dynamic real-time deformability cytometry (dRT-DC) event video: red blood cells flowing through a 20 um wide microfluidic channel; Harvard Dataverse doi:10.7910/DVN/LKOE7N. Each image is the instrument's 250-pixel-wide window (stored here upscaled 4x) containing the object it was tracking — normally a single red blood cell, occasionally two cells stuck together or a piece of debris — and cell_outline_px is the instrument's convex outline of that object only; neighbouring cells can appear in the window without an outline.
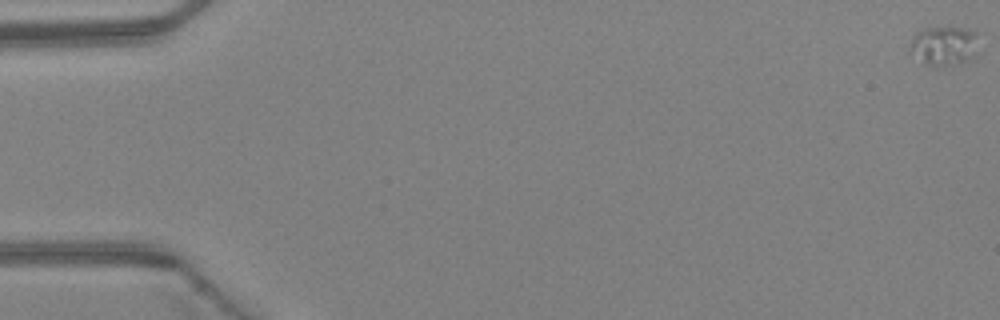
{"species": "Egyptian fruit bat (a non-hibernating species)", "species_latin": "Rousettus aegyptiacus", "temperature_condition": "warm", "stored_images_in_passage": 4, "camera_frame_rate_fps": 3000, "um_per_image_px": 0.085, "animal": {"sex": "female"}, "frame": {"image": 1, "passage_image": 1, "time_ms": 0.0, "image_size_px": [1000, 320], "cell_outline_px": [[976, 32], [964, 60], [936, 68], [928, 64], [908, 48], [912, 36], [916, 32], [924, 28], [960, 28]], "centroid_in_image_um": [80.04, 3.85], "position_along_channel_um": 5.0, "area_um2": 14.16}}
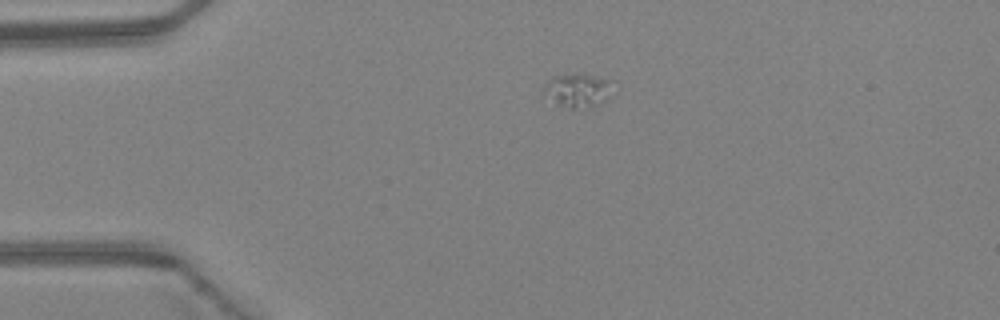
{"frame": {"image": 2, "passage_image": 4, "time_ms": 1.0, "image_size_px": [1000, 320], "cell_outline_px": [[612, 80], [608, 96], [588, 108], [572, 108], [556, 104], [540, 92], [544, 84], [552, 76], [592, 76]], "centroid_in_image_um": [49.0, 7.7], "position_along_channel_um": 36.0, "area_um2": 12.95}}